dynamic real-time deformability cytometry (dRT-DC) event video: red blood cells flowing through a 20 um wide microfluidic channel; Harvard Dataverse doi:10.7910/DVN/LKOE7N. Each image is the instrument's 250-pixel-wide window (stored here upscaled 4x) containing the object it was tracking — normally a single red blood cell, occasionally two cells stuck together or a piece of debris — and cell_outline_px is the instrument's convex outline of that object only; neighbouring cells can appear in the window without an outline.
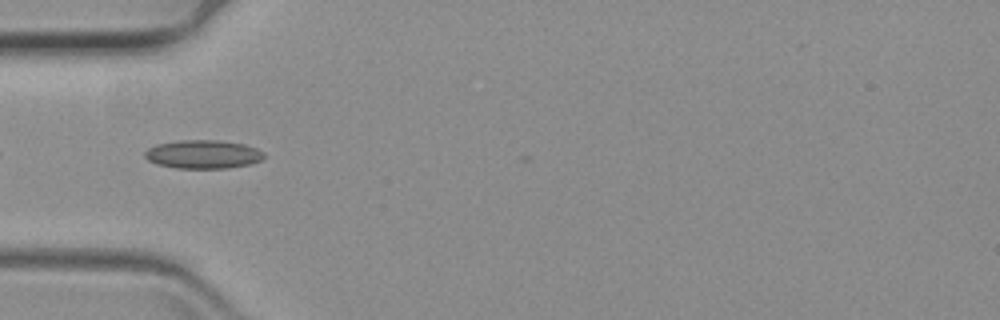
{"species": "common noctule bat (a hibernating species)", "species_latin": "Nyctalus noctula", "temperature_condition": "warm", "stored_images_in_passage": 43, "camera_frame_rate_fps": 3000, "um_per_image_px": 0.085, "animal": {"sex": "female", "body_mass_g": 19.3, "forearm_length_mm": 54.1}, "frame": {"image": 1, "passage_image": 2, "time_ms": 0.333, "image_size_px": [1000, 320], "cell_outline_px": [[264, 156], [260, 160], [248, 164], [228, 168], [176, 168], [156, 164], [148, 160], [144, 156], [144, 152], [148, 148], [156, 144], [180, 140], [220, 140], [244, 144], [256, 148], [264, 152]], "centroid_in_image_um": [17.23, 13.11], "position_along_channel_um": 67.8, "area_um2": 19.83}}
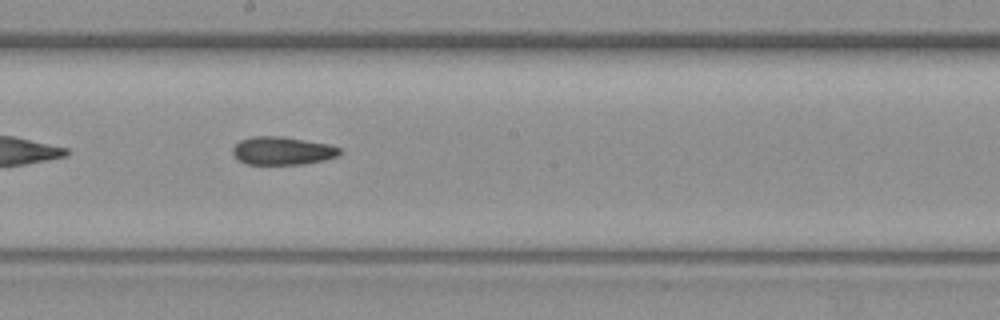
{"frame": {"image": 2, "passage_image": 16, "time_ms": 5.0, "image_size_px": [1000, 320], "cell_outline_px": [[340, 156], [324, 160], [304, 164], [244, 164], [232, 152], [232, 148], [240, 140], [252, 136], [280, 136], [328, 144], [340, 148]], "centroid_in_image_um": [24.0, 12.82], "position_along_channel_um": 224.2, "area_um2": 17.46}}
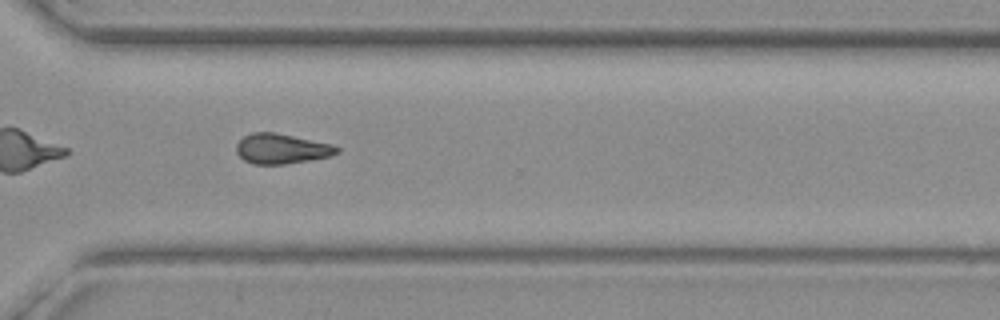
{"frame": {"image": 3, "passage_image": 27, "time_ms": 8.667, "image_size_px": [1000, 320], "cell_outline_px": [[340, 152], [332, 156], [284, 164], [252, 164], [244, 160], [236, 152], [236, 144], [244, 136], [252, 132], [276, 132], [332, 144], [340, 148]], "centroid_in_image_um": [23.94, 12.64], "position_along_channel_um": 346.7, "area_um2": 17.69}}